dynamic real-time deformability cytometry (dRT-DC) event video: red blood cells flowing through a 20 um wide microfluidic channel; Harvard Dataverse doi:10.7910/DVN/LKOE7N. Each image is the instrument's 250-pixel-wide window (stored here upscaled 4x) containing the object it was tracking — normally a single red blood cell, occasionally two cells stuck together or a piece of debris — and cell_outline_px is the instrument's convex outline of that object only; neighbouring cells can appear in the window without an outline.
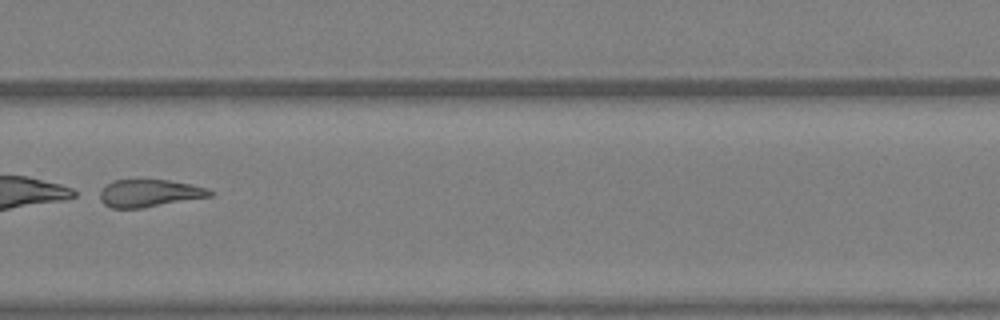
{"species": "Egyptian fruit bat (a non-hibernating species)", "species_latin": "Rousettus aegyptiacus", "temperature_condition": "warm", "stored_images_in_passage": 42, "segment_of_instrument_passage": [2, 2], "camera_frame_rate_fps": 3000, "um_per_image_px": 0.085, "animal": {"sex": "female"}, "frame": {"image": 1, "passage_image": 30, "time_ms": 9.667, "image_size_px": [1000, 320], "cell_outline_px": [[216, 192], [212, 196], [140, 208], [112, 208], [104, 204], [100, 200], [100, 192], [112, 180], [168, 180], [208, 188]], "centroid_in_image_um": [12.72, 16.42], "position_along_channel_um": 317.1, "area_um2": 17.4}}